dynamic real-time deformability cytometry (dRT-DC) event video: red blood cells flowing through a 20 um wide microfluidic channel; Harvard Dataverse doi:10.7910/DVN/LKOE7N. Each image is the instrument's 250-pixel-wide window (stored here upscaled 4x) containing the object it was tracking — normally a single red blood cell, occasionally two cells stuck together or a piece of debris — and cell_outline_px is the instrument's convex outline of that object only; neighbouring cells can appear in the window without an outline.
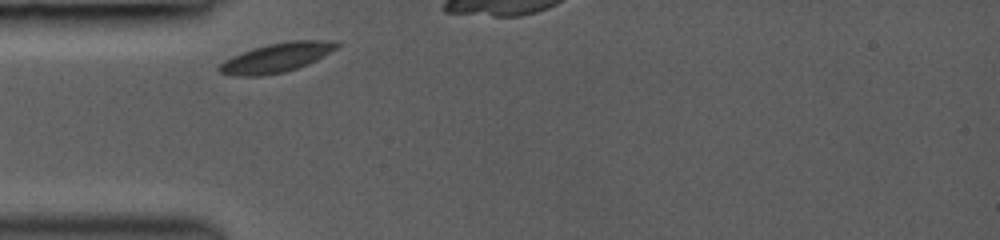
{"species": "common noctule bat (a hibernating species)", "species_latin": "Nyctalus noctula", "temperature_condition": "room temperature", "stored_images_in_passage": 6, "camera_frame_rate_fps": 3000, "um_per_image_px": 0.085, "animal": {"sex": "female", "body_mass_g": 19.0, "forearm_length_mm": 53.3}, "frame": {"image": 1, "passage_image": 1, "time_ms": 0.0, "image_size_px": [1000, 240], "cell_outline_px": [[340, 44], [336, 48], [316, 60], [308, 64], [284, 72], [260, 76], [232, 76], [220, 72], [216, 68], [224, 60], [232, 56], [252, 48], [268, 44], [288, 40], [340, 40]], "centroid_in_image_um": [23.5, 4.89], "position_along_channel_um": 61.5, "area_um2": 20.17}}
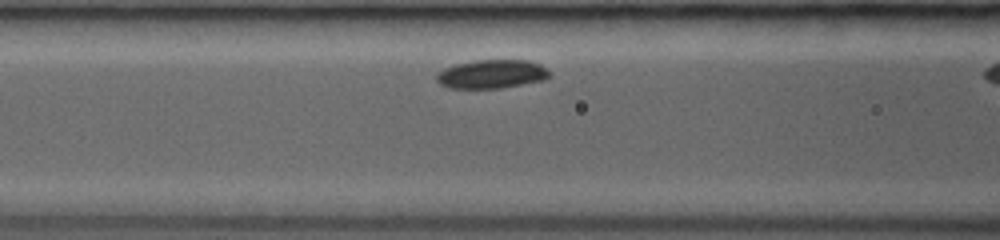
{"frame": {"image": 2, "passage_image": 4, "time_ms": 1.667, "image_size_px": [1000, 240], "cell_outline_px": [[552, 76], [544, 80], [500, 88], [448, 88], [440, 84], [436, 80], [436, 72], [444, 68], [456, 64], [476, 60], [528, 60], [540, 64]], "centroid_in_image_um": [41.76, 6.29], "position_along_channel_um": 124.8, "area_um2": 18.9}}